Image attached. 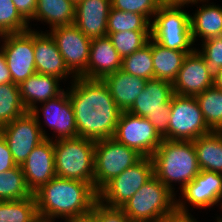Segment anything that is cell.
I'll return each mask as SVG.
<instances>
[{
    "label": "cell",
    "mask_w": 222,
    "mask_h": 222,
    "mask_svg": "<svg viewBox=\"0 0 222 222\" xmlns=\"http://www.w3.org/2000/svg\"><path fill=\"white\" fill-rule=\"evenodd\" d=\"M32 195L21 166L0 173V201L23 200Z\"/></svg>",
    "instance_id": "28"
},
{
    "label": "cell",
    "mask_w": 222,
    "mask_h": 222,
    "mask_svg": "<svg viewBox=\"0 0 222 222\" xmlns=\"http://www.w3.org/2000/svg\"><path fill=\"white\" fill-rule=\"evenodd\" d=\"M210 0H201L202 5L190 14L191 38L193 43L222 35V6ZM204 3V4H203ZM201 38V39H197Z\"/></svg>",
    "instance_id": "23"
},
{
    "label": "cell",
    "mask_w": 222,
    "mask_h": 222,
    "mask_svg": "<svg viewBox=\"0 0 222 222\" xmlns=\"http://www.w3.org/2000/svg\"><path fill=\"white\" fill-rule=\"evenodd\" d=\"M151 31V22L142 14L110 9L107 33Z\"/></svg>",
    "instance_id": "33"
},
{
    "label": "cell",
    "mask_w": 222,
    "mask_h": 222,
    "mask_svg": "<svg viewBox=\"0 0 222 222\" xmlns=\"http://www.w3.org/2000/svg\"><path fill=\"white\" fill-rule=\"evenodd\" d=\"M45 32H48L55 41L68 70L75 77L86 78L92 39L84 35L74 23Z\"/></svg>",
    "instance_id": "14"
},
{
    "label": "cell",
    "mask_w": 222,
    "mask_h": 222,
    "mask_svg": "<svg viewBox=\"0 0 222 222\" xmlns=\"http://www.w3.org/2000/svg\"><path fill=\"white\" fill-rule=\"evenodd\" d=\"M143 156L114 138L95 141L94 188L99 192L109 181L132 167Z\"/></svg>",
    "instance_id": "8"
},
{
    "label": "cell",
    "mask_w": 222,
    "mask_h": 222,
    "mask_svg": "<svg viewBox=\"0 0 222 222\" xmlns=\"http://www.w3.org/2000/svg\"><path fill=\"white\" fill-rule=\"evenodd\" d=\"M31 25L19 14L12 0H0V34L23 33Z\"/></svg>",
    "instance_id": "35"
},
{
    "label": "cell",
    "mask_w": 222,
    "mask_h": 222,
    "mask_svg": "<svg viewBox=\"0 0 222 222\" xmlns=\"http://www.w3.org/2000/svg\"><path fill=\"white\" fill-rule=\"evenodd\" d=\"M31 112L37 121H41L42 112L44 124L51 128L49 130H53V138L50 136V140L56 141L78 136L75 115L67 90L58 97L40 104Z\"/></svg>",
    "instance_id": "16"
},
{
    "label": "cell",
    "mask_w": 222,
    "mask_h": 222,
    "mask_svg": "<svg viewBox=\"0 0 222 222\" xmlns=\"http://www.w3.org/2000/svg\"><path fill=\"white\" fill-rule=\"evenodd\" d=\"M121 111H127L145 88L146 79L119 69L102 79Z\"/></svg>",
    "instance_id": "24"
},
{
    "label": "cell",
    "mask_w": 222,
    "mask_h": 222,
    "mask_svg": "<svg viewBox=\"0 0 222 222\" xmlns=\"http://www.w3.org/2000/svg\"><path fill=\"white\" fill-rule=\"evenodd\" d=\"M12 153L9 150L8 144L0 134V173L16 167Z\"/></svg>",
    "instance_id": "39"
},
{
    "label": "cell",
    "mask_w": 222,
    "mask_h": 222,
    "mask_svg": "<svg viewBox=\"0 0 222 222\" xmlns=\"http://www.w3.org/2000/svg\"><path fill=\"white\" fill-rule=\"evenodd\" d=\"M0 50L4 54L12 83L20 85L36 72L34 60V30L23 33L3 34Z\"/></svg>",
    "instance_id": "12"
},
{
    "label": "cell",
    "mask_w": 222,
    "mask_h": 222,
    "mask_svg": "<svg viewBox=\"0 0 222 222\" xmlns=\"http://www.w3.org/2000/svg\"><path fill=\"white\" fill-rule=\"evenodd\" d=\"M195 48L204 58L209 72L215 76L222 68V35L204 40ZM199 48V49H198Z\"/></svg>",
    "instance_id": "36"
},
{
    "label": "cell",
    "mask_w": 222,
    "mask_h": 222,
    "mask_svg": "<svg viewBox=\"0 0 222 222\" xmlns=\"http://www.w3.org/2000/svg\"><path fill=\"white\" fill-rule=\"evenodd\" d=\"M173 95L172 83L156 78L149 79L143 91L127 111L147 118L159 135L163 139H168V125Z\"/></svg>",
    "instance_id": "7"
},
{
    "label": "cell",
    "mask_w": 222,
    "mask_h": 222,
    "mask_svg": "<svg viewBox=\"0 0 222 222\" xmlns=\"http://www.w3.org/2000/svg\"><path fill=\"white\" fill-rule=\"evenodd\" d=\"M12 83L10 71L7 68L4 54L0 50V84Z\"/></svg>",
    "instance_id": "42"
},
{
    "label": "cell",
    "mask_w": 222,
    "mask_h": 222,
    "mask_svg": "<svg viewBox=\"0 0 222 222\" xmlns=\"http://www.w3.org/2000/svg\"><path fill=\"white\" fill-rule=\"evenodd\" d=\"M176 195L154 175L121 208L132 222H159L176 208Z\"/></svg>",
    "instance_id": "5"
},
{
    "label": "cell",
    "mask_w": 222,
    "mask_h": 222,
    "mask_svg": "<svg viewBox=\"0 0 222 222\" xmlns=\"http://www.w3.org/2000/svg\"><path fill=\"white\" fill-rule=\"evenodd\" d=\"M19 85L14 83L0 84V128L25 114Z\"/></svg>",
    "instance_id": "30"
},
{
    "label": "cell",
    "mask_w": 222,
    "mask_h": 222,
    "mask_svg": "<svg viewBox=\"0 0 222 222\" xmlns=\"http://www.w3.org/2000/svg\"><path fill=\"white\" fill-rule=\"evenodd\" d=\"M151 38L168 49L187 54L197 45L192 41L190 14L184 7L161 5L151 21Z\"/></svg>",
    "instance_id": "6"
},
{
    "label": "cell",
    "mask_w": 222,
    "mask_h": 222,
    "mask_svg": "<svg viewBox=\"0 0 222 222\" xmlns=\"http://www.w3.org/2000/svg\"><path fill=\"white\" fill-rule=\"evenodd\" d=\"M38 215L71 219L92 210L98 192L91 183L55 176L34 193Z\"/></svg>",
    "instance_id": "2"
},
{
    "label": "cell",
    "mask_w": 222,
    "mask_h": 222,
    "mask_svg": "<svg viewBox=\"0 0 222 222\" xmlns=\"http://www.w3.org/2000/svg\"><path fill=\"white\" fill-rule=\"evenodd\" d=\"M187 53L168 49L152 39L154 78L173 83Z\"/></svg>",
    "instance_id": "27"
},
{
    "label": "cell",
    "mask_w": 222,
    "mask_h": 222,
    "mask_svg": "<svg viewBox=\"0 0 222 222\" xmlns=\"http://www.w3.org/2000/svg\"><path fill=\"white\" fill-rule=\"evenodd\" d=\"M214 86L222 90V68L214 76Z\"/></svg>",
    "instance_id": "45"
},
{
    "label": "cell",
    "mask_w": 222,
    "mask_h": 222,
    "mask_svg": "<svg viewBox=\"0 0 222 222\" xmlns=\"http://www.w3.org/2000/svg\"><path fill=\"white\" fill-rule=\"evenodd\" d=\"M56 218L45 217L38 215L35 222H55ZM64 222H69V219L63 218Z\"/></svg>",
    "instance_id": "46"
},
{
    "label": "cell",
    "mask_w": 222,
    "mask_h": 222,
    "mask_svg": "<svg viewBox=\"0 0 222 222\" xmlns=\"http://www.w3.org/2000/svg\"><path fill=\"white\" fill-rule=\"evenodd\" d=\"M154 176L151 157H143L132 167L109 181L99 192L98 200L111 207H122L146 182Z\"/></svg>",
    "instance_id": "10"
},
{
    "label": "cell",
    "mask_w": 222,
    "mask_h": 222,
    "mask_svg": "<svg viewBox=\"0 0 222 222\" xmlns=\"http://www.w3.org/2000/svg\"><path fill=\"white\" fill-rule=\"evenodd\" d=\"M34 30V60L38 74L51 75L66 82L76 77L68 70L63 56L48 32ZM69 78V79H68ZM67 79V80H66ZM64 80V81H63Z\"/></svg>",
    "instance_id": "19"
},
{
    "label": "cell",
    "mask_w": 222,
    "mask_h": 222,
    "mask_svg": "<svg viewBox=\"0 0 222 222\" xmlns=\"http://www.w3.org/2000/svg\"><path fill=\"white\" fill-rule=\"evenodd\" d=\"M112 8L144 15L150 22L161 6L160 0H111Z\"/></svg>",
    "instance_id": "37"
},
{
    "label": "cell",
    "mask_w": 222,
    "mask_h": 222,
    "mask_svg": "<svg viewBox=\"0 0 222 222\" xmlns=\"http://www.w3.org/2000/svg\"><path fill=\"white\" fill-rule=\"evenodd\" d=\"M111 0H76L74 24L87 37L107 36Z\"/></svg>",
    "instance_id": "20"
},
{
    "label": "cell",
    "mask_w": 222,
    "mask_h": 222,
    "mask_svg": "<svg viewBox=\"0 0 222 222\" xmlns=\"http://www.w3.org/2000/svg\"><path fill=\"white\" fill-rule=\"evenodd\" d=\"M43 127L32 112H26L0 128L17 165L21 166L39 143L50 139Z\"/></svg>",
    "instance_id": "11"
},
{
    "label": "cell",
    "mask_w": 222,
    "mask_h": 222,
    "mask_svg": "<svg viewBox=\"0 0 222 222\" xmlns=\"http://www.w3.org/2000/svg\"><path fill=\"white\" fill-rule=\"evenodd\" d=\"M159 222H199L189 211H181L175 208L165 215Z\"/></svg>",
    "instance_id": "41"
},
{
    "label": "cell",
    "mask_w": 222,
    "mask_h": 222,
    "mask_svg": "<svg viewBox=\"0 0 222 222\" xmlns=\"http://www.w3.org/2000/svg\"><path fill=\"white\" fill-rule=\"evenodd\" d=\"M69 222H99V219L98 215L93 210H90L87 213L69 219Z\"/></svg>",
    "instance_id": "44"
},
{
    "label": "cell",
    "mask_w": 222,
    "mask_h": 222,
    "mask_svg": "<svg viewBox=\"0 0 222 222\" xmlns=\"http://www.w3.org/2000/svg\"><path fill=\"white\" fill-rule=\"evenodd\" d=\"M68 84L78 136L93 141L113 138L122 111L104 81L76 77Z\"/></svg>",
    "instance_id": "1"
},
{
    "label": "cell",
    "mask_w": 222,
    "mask_h": 222,
    "mask_svg": "<svg viewBox=\"0 0 222 222\" xmlns=\"http://www.w3.org/2000/svg\"><path fill=\"white\" fill-rule=\"evenodd\" d=\"M114 48L123 59L137 50L141 49L151 37V31H124L117 33H107Z\"/></svg>",
    "instance_id": "34"
},
{
    "label": "cell",
    "mask_w": 222,
    "mask_h": 222,
    "mask_svg": "<svg viewBox=\"0 0 222 222\" xmlns=\"http://www.w3.org/2000/svg\"><path fill=\"white\" fill-rule=\"evenodd\" d=\"M151 158L154 175L175 194L173 183L181 191L201 171L193 141L163 139Z\"/></svg>",
    "instance_id": "3"
},
{
    "label": "cell",
    "mask_w": 222,
    "mask_h": 222,
    "mask_svg": "<svg viewBox=\"0 0 222 222\" xmlns=\"http://www.w3.org/2000/svg\"><path fill=\"white\" fill-rule=\"evenodd\" d=\"M201 0H160L161 5L168 7H188L189 4L193 6L197 5ZM188 5V6H187Z\"/></svg>",
    "instance_id": "43"
},
{
    "label": "cell",
    "mask_w": 222,
    "mask_h": 222,
    "mask_svg": "<svg viewBox=\"0 0 222 222\" xmlns=\"http://www.w3.org/2000/svg\"><path fill=\"white\" fill-rule=\"evenodd\" d=\"M113 138L143 157H151L163 140L147 118L128 111L121 112Z\"/></svg>",
    "instance_id": "13"
},
{
    "label": "cell",
    "mask_w": 222,
    "mask_h": 222,
    "mask_svg": "<svg viewBox=\"0 0 222 222\" xmlns=\"http://www.w3.org/2000/svg\"><path fill=\"white\" fill-rule=\"evenodd\" d=\"M37 216L34 194L23 200L0 201V222H35Z\"/></svg>",
    "instance_id": "31"
},
{
    "label": "cell",
    "mask_w": 222,
    "mask_h": 222,
    "mask_svg": "<svg viewBox=\"0 0 222 222\" xmlns=\"http://www.w3.org/2000/svg\"><path fill=\"white\" fill-rule=\"evenodd\" d=\"M122 58L108 36L93 38L90 44L87 79H103L121 69Z\"/></svg>",
    "instance_id": "21"
},
{
    "label": "cell",
    "mask_w": 222,
    "mask_h": 222,
    "mask_svg": "<svg viewBox=\"0 0 222 222\" xmlns=\"http://www.w3.org/2000/svg\"><path fill=\"white\" fill-rule=\"evenodd\" d=\"M201 171L222 174V131H212L193 141Z\"/></svg>",
    "instance_id": "26"
},
{
    "label": "cell",
    "mask_w": 222,
    "mask_h": 222,
    "mask_svg": "<svg viewBox=\"0 0 222 222\" xmlns=\"http://www.w3.org/2000/svg\"><path fill=\"white\" fill-rule=\"evenodd\" d=\"M214 222H222V217H221V215H220V216H217V217H216V221H214Z\"/></svg>",
    "instance_id": "47"
},
{
    "label": "cell",
    "mask_w": 222,
    "mask_h": 222,
    "mask_svg": "<svg viewBox=\"0 0 222 222\" xmlns=\"http://www.w3.org/2000/svg\"><path fill=\"white\" fill-rule=\"evenodd\" d=\"M19 14L29 22L35 15L37 0H12Z\"/></svg>",
    "instance_id": "40"
},
{
    "label": "cell",
    "mask_w": 222,
    "mask_h": 222,
    "mask_svg": "<svg viewBox=\"0 0 222 222\" xmlns=\"http://www.w3.org/2000/svg\"><path fill=\"white\" fill-rule=\"evenodd\" d=\"M76 0H37L35 15L28 22L36 20L49 24V29L74 23Z\"/></svg>",
    "instance_id": "25"
},
{
    "label": "cell",
    "mask_w": 222,
    "mask_h": 222,
    "mask_svg": "<svg viewBox=\"0 0 222 222\" xmlns=\"http://www.w3.org/2000/svg\"><path fill=\"white\" fill-rule=\"evenodd\" d=\"M28 188L34 193L55 176L54 141L39 143L21 165Z\"/></svg>",
    "instance_id": "18"
},
{
    "label": "cell",
    "mask_w": 222,
    "mask_h": 222,
    "mask_svg": "<svg viewBox=\"0 0 222 222\" xmlns=\"http://www.w3.org/2000/svg\"><path fill=\"white\" fill-rule=\"evenodd\" d=\"M213 85L214 76L196 49L185 56L177 78L172 83L174 94L191 97H196Z\"/></svg>",
    "instance_id": "17"
},
{
    "label": "cell",
    "mask_w": 222,
    "mask_h": 222,
    "mask_svg": "<svg viewBox=\"0 0 222 222\" xmlns=\"http://www.w3.org/2000/svg\"><path fill=\"white\" fill-rule=\"evenodd\" d=\"M181 193V194H180ZM176 199V208L181 211H189L188 207L209 210L218 204L222 212V174L213 171H200V173L188 183ZM182 198V199H181ZM188 203V205H187Z\"/></svg>",
    "instance_id": "15"
},
{
    "label": "cell",
    "mask_w": 222,
    "mask_h": 222,
    "mask_svg": "<svg viewBox=\"0 0 222 222\" xmlns=\"http://www.w3.org/2000/svg\"><path fill=\"white\" fill-rule=\"evenodd\" d=\"M92 210L98 215L99 222H132L120 207H111L97 200Z\"/></svg>",
    "instance_id": "38"
},
{
    "label": "cell",
    "mask_w": 222,
    "mask_h": 222,
    "mask_svg": "<svg viewBox=\"0 0 222 222\" xmlns=\"http://www.w3.org/2000/svg\"><path fill=\"white\" fill-rule=\"evenodd\" d=\"M170 110L168 140L194 141L212 132L204 120L196 97L174 94Z\"/></svg>",
    "instance_id": "9"
},
{
    "label": "cell",
    "mask_w": 222,
    "mask_h": 222,
    "mask_svg": "<svg viewBox=\"0 0 222 222\" xmlns=\"http://www.w3.org/2000/svg\"><path fill=\"white\" fill-rule=\"evenodd\" d=\"M56 176L94 187L95 141L80 136L54 141Z\"/></svg>",
    "instance_id": "4"
},
{
    "label": "cell",
    "mask_w": 222,
    "mask_h": 222,
    "mask_svg": "<svg viewBox=\"0 0 222 222\" xmlns=\"http://www.w3.org/2000/svg\"><path fill=\"white\" fill-rule=\"evenodd\" d=\"M121 70L146 80L154 79L151 37L141 49L122 59Z\"/></svg>",
    "instance_id": "32"
},
{
    "label": "cell",
    "mask_w": 222,
    "mask_h": 222,
    "mask_svg": "<svg viewBox=\"0 0 222 222\" xmlns=\"http://www.w3.org/2000/svg\"><path fill=\"white\" fill-rule=\"evenodd\" d=\"M61 81L57 77L38 73L23 81L19 85L20 97L27 112H31L39 104L61 95L66 90L60 86Z\"/></svg>",
    "instance_id": "22"
},
{
    "label": "cell",
    "mask_w": 222,
    "mask_h": 222,
    "mask_svg": "<svg viewBox=\"0 0 222 222\" xmlns=\"http://www.w3.org/2000/svg\"><path fill=\"white\" fill-rule=\"evenodd\" d=\"M207 126L222 131V90L214 85L196 96Z\"/></svg>",
    "instance_id": "29"
}]
</instances>
